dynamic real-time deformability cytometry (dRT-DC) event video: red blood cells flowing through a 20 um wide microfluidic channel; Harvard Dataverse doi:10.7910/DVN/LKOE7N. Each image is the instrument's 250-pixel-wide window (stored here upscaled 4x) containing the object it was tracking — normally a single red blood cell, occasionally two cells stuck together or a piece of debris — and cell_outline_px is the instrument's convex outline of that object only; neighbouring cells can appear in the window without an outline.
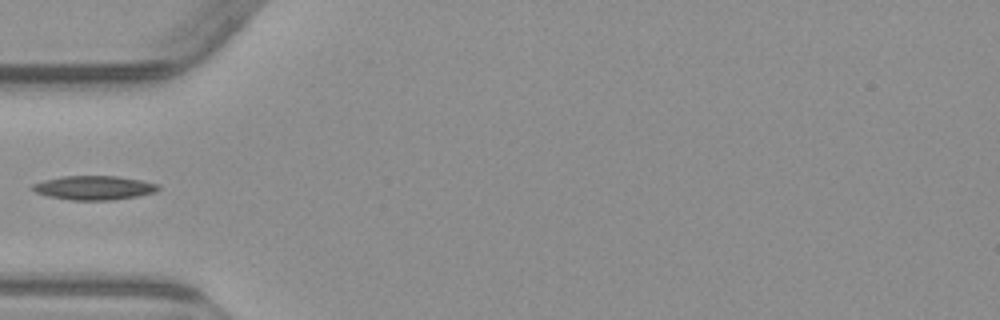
{"species": "common noctule bat (a hibernating species)", "species_latin": "Nyctalus noctula", "temperature_condition": "warm", "stored_images_in_passage": 4, "camera_frame_rate_fps": 3000, "um_per_image_px": 0.085, "animal": {"sex": "male", "body_mass_g": 23.1, "forearm_length_mm": 52.7}, "frame": {"image": 1, "passage_image": 4, "time_ms": 3.667, "image_size_px": [1000, 320], "cell_outline_px": [[160, 188], [156, 192], [136, 196], [112, 200], [72, 200], [48, 196], [36, 192], [32, 188], [32, 184], [44, 180], [60, 176], [116, 176], [144, 180], [160, 184]], "centroid_in_image_um": [8.03, 15.95], "position_along_channel_um": 77.0, "area_um2": 17.69}}